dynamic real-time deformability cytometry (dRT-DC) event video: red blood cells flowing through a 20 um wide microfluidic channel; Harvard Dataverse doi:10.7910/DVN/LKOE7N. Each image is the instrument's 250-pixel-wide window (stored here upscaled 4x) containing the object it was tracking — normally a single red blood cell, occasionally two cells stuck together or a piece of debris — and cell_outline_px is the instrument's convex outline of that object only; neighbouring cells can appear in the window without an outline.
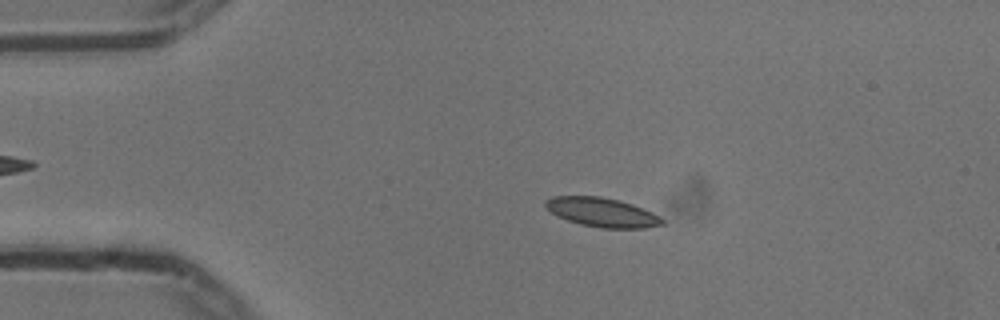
{"species": "common noctule bat (a hibernating species)", "species_latin": "Nyctalus noctula", "temperature_condition": "cold", "stored_images_in_passage": 55, "camera_frame_rate_fps": 3000, "um_per_image_px": 0.085, "animal": {"sex": "male", "body_mass_g": 13.3}, "frame": {"image": 1, "passage_image": 11, "time_ms": 3.333, "image_size_px": [1000, 320], "cell_outline_px": [[664, 224], [644, 228], [600, 228], [580, 224], [556, 216], [544, 204], [544, 200], [552, 196], [600, 196], [632, 204], [652, 212], [660, 216], [664, 220]], "centroid_in_image_um": [51.16, 18.05], "position_along_channel_um": 33.8, "area_um2": 19.77}}
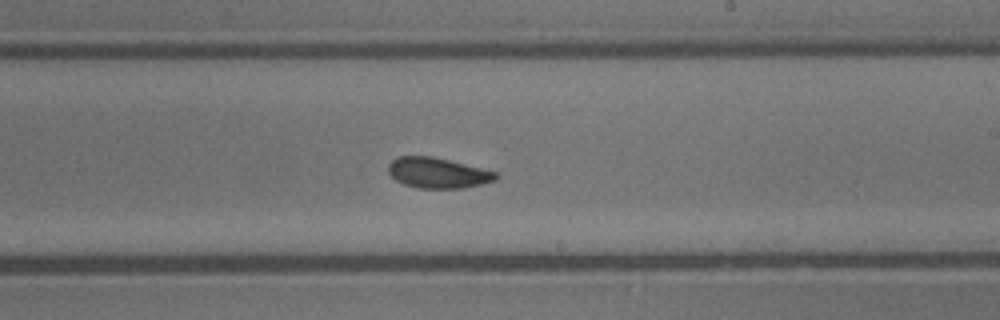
{"frame": {"image": 2, "passage_image": 32, "time_ms": 10.333, "image_size_px": [1000, 320], "cell_outline_px": [[500, 176], [496, 180], [464, 188], [416, 188], [404, 184], [396, 180], [388, 172], [388, 164], [392, 160], [400, 156], [432, 156], [496, 172]], "centroid_in_image_um": [37.19, 14.7], "position_along_channel_um": 251.8, "area_um2": 18.96}}
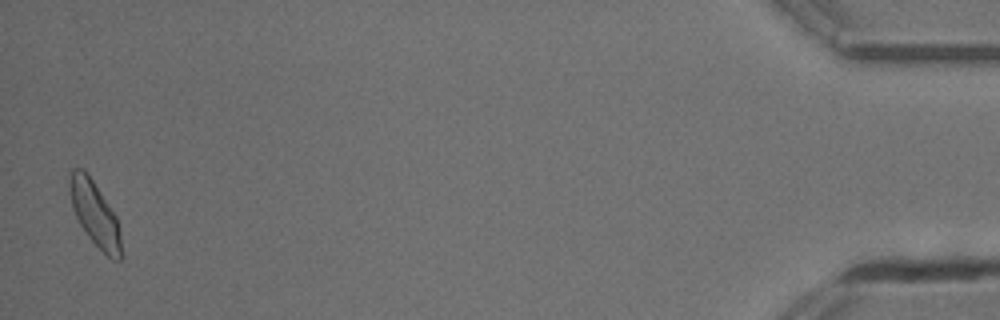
{"frame": {"image": 3, "passage_image": 54, "time_ms": 17.667, "image_size_px": [1000, 320], "cell_outline_px": [[124, 256], [120, 260], [112, 260], [88, 236], [80, 224], [72, 208], [68, 184], [72, 168], [84, 168], [116, 216]], "centroid_in_image_um": [8.06, 18.18], "position_along_channel_um": 427.1, "area_um2": 19.25}, "authors_computed_cell_mechanics": {"area_um2": 19.1896, "velocity_mm_per_s": 3.7181, "shape_relaxation_time_tau1_ms": 3.4675, "shape_relaxation_time_tau2_ms": 2.7718, "deformation_change_tau1": 0.1203, "deformation_change_tau2": 0.0833}}